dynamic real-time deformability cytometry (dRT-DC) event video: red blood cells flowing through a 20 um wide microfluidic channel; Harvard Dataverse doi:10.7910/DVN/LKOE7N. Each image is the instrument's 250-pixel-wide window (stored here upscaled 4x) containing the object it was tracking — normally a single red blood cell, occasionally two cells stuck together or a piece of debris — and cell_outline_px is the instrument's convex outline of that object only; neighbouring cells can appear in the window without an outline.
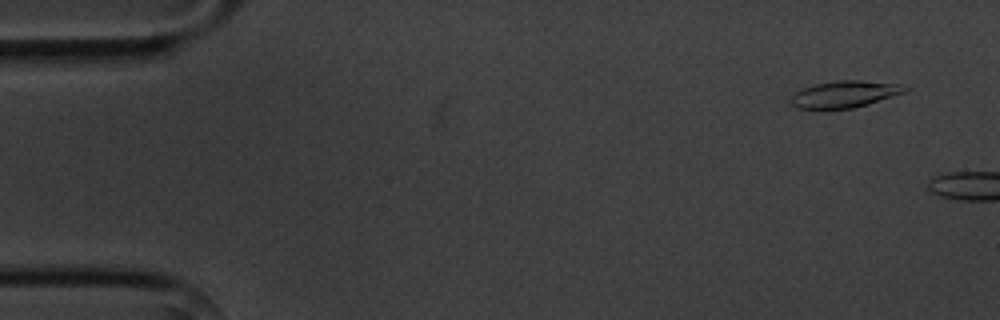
{"species": "common noctule bat (a hibernating species)", "species_latin": "Nyctalus noctula", "temperature_condition": "cold", "stored_images_in_passage": 2, "camera_frame_rate_fps": 3000, "um_per_image_px": 0.085, "animal": {"sex": "male", "body_mass_g": 20.1, "forearm_length_mm": 53.5}, "frame": {"image": 1, "passage_image": 1, "time_ms": 0.0, "image_size_px": [1000, 320], "cell_outline_px": [[908, 88], [904, 92], [868, 104], [852, 108], [796, 108], [788, 100], [796, 92], [804, 88], [816, 84], [836, 80], [860, 80], [908, 84]], "centroid_in_image_um": [71.83, 7.98], "position_along_channel_um": 13.2, "area_um2": 17.69}}